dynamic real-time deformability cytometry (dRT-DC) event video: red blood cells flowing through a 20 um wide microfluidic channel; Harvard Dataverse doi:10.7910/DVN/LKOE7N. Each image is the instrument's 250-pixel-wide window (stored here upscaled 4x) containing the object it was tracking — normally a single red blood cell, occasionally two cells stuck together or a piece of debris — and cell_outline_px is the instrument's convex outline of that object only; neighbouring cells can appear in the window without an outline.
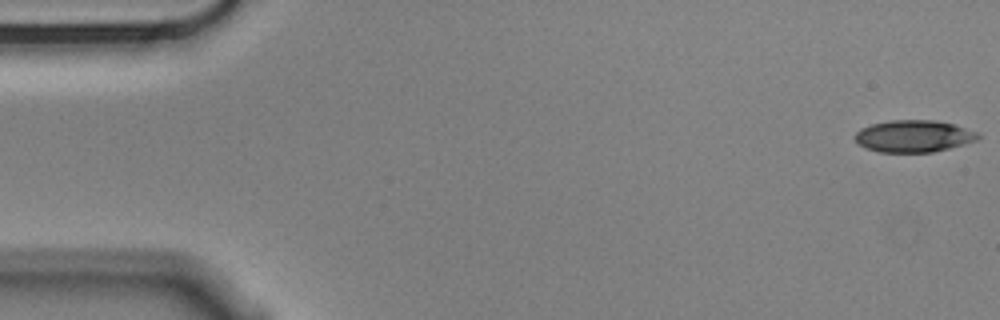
{"species": "Egyptian fruit bat (a non-hibernating species)", "species_latin": "Rousettus aegyptiacus", "temperature_condition": "cold", "stored_images_in_passage": 56, "camera_frame_rate_fps": 3000, "um_per_image_px": 0.085, "animal": {"sex": "male"}, "frame": {"image": 1, "passage_image": 1, "time_ms": 0.0, "image_size_px": [1000, 320], "cell_outline_px": [[980, 136], [976, 140], [964, 144], [932, 152], [880, 152], [864, 148], [852, 136], [860, 128], [872, 124], [892, 120], [936, 120], [956, 124], [980, 132]], "centroid_in_image_um": [77.68, 11.56], "position_along_channel_um": 7.3, "area_um2": 23.12}}
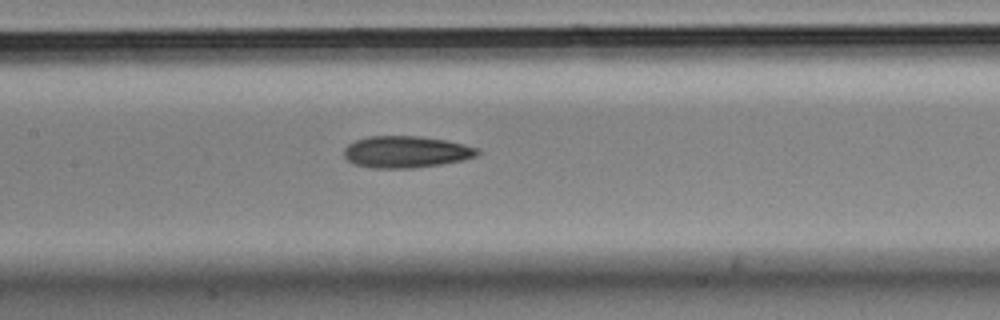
{"frame": {"image": 2, "passage_image": 26, "time_ms": 8.333, "image_size_px": [1000, 320], "cell_outline_px": [[480, 152], [476, 156], [464, 160], [440, 164], [412, 168], [372, 168], [352, 164], [344, 156], [344, 148], [348, 144], [356, 140], [368, 136], [416, 136], [444, 140], [464, 144], [480, 148]], "centroid_in_image_um": [34.5, 12.91], "position_along_channel_um": 172.9, "area_um2": 24.74}}
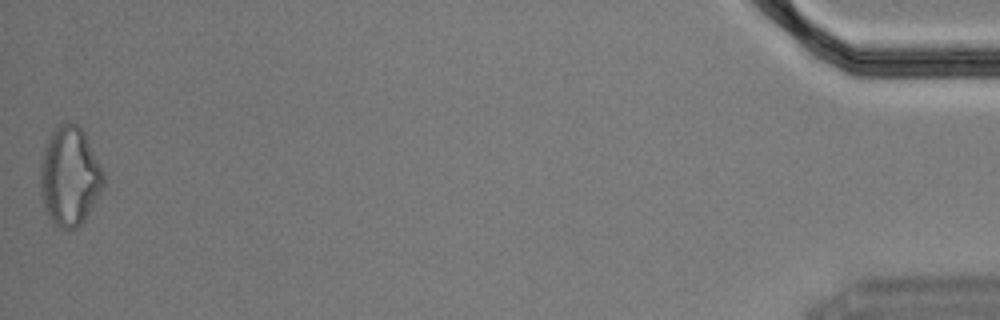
{"frame": {"image": 3, "passage_image": 56, "time_ms": 18.333, "image_size_px": [1000, 320], "cell_outline_px": [[104, 184], [84, 220], [76, 228], [60, 228], [48, 216], [44, 208], [40, 192], [40, 156], [48, 136], [60, 124], [76, 124], [84, 132], [104, 172]], "centroid_in_image_um": [5.88, 14.97], "position_along_channel_um": 429.3, "area_um2": 36.24}, "authors_computed_cell_mechanics": {"area_um2": 24.3338, "velocity_mm_per_s": 3.538, "shape_relaxation_time_tau1_ms": 8.9703, "shape_relaxation_time_tau2_ms": 8.4428, "deformation_change_tau1": 0.1833, "deformation_change_tau2": 0.2018}}